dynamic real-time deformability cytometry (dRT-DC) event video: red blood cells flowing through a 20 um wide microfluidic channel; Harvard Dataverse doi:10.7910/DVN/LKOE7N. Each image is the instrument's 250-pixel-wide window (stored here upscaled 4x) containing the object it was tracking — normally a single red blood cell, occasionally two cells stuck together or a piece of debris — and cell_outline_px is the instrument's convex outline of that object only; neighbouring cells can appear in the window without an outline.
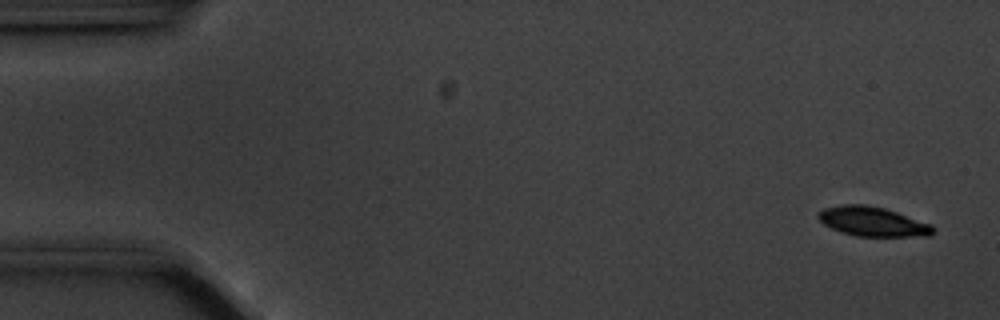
{"species": "common noctule bat (a hibernating species)", "species_latin": "Nyctalus noctula", "temperature_condition": "cold", "stored_images_in_passage": 13, "camera_frame_rate_fps": 3000, "um_per_image_px": 0.085, "animal": {"sex": "male", "body_mass_g": 20.1, "forearm_length_mm": 53.5}, "frame": {"image": 1, "passage_image": 3, "time_ms": 0.667, "image_size_px": [1000, 320], "cell_outline_px": [[936, 228], [928, 236], [856, 236], [840, 232], [824, 224], [816, 216], [816, 212], [824, 208], [840, 204], [864, 204], [884, 208], [932, 224]], "centroid_in_image_um": [74.14, 18.82], "position_along_channel_um": 10.9, "area_um2": 19.77}}